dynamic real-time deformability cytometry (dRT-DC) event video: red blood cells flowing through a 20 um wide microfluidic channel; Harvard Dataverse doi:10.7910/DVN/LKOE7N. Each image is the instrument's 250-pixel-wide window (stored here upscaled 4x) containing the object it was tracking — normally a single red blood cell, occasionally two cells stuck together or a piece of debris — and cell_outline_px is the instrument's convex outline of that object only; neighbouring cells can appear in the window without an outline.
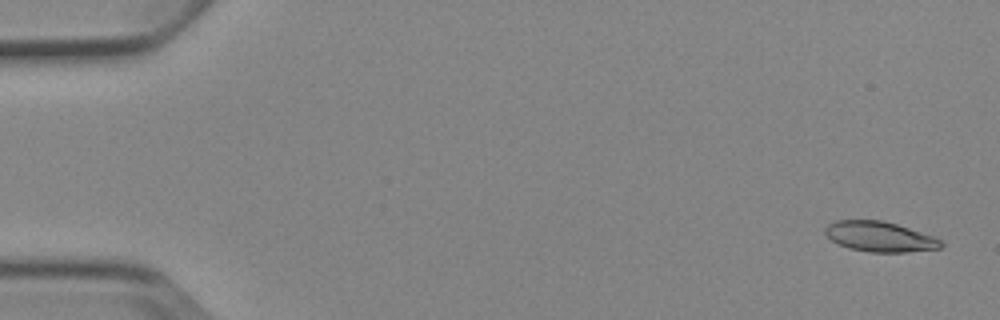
{"species": "Egyptian fruit bat (a non-hibernating species)", "species_latin": "Rousettus aegyptiacus", "temperature_condition": "cold", "stored_images_in_passage": 5, "camera_frame_rate_fps": 3000, "um_per_image_px": 0.085, "animal": {"sex": "female"}, "frame": {"image": 1, "passage_image": 1, "time_ms": 0.0, "image_size_px": [1000, 320], "cell_outline_px": [[944, 244], [940, 248], [908, 252], [868, 252], [848, 248], [832, 240], [824, 232], [824, 228], [828, 224], [836, 220], [880, 220], [896, 224], [932, 236], [940, 240]], "centroid_in_image_um": [74.75, 20.12], "position_along_channel_um": 10.2, "area_um2": 20.17}}
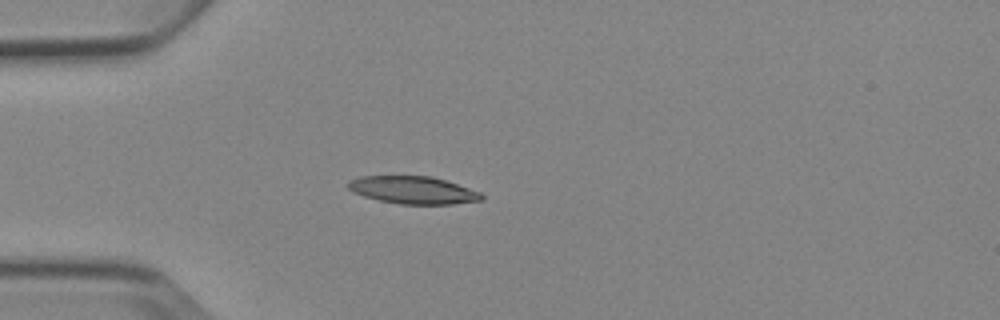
{"frame": {"image": 2, "passage_image": 4, "time_ms": 4.333, "image_size_px": [1000, 320], "cell_outline_px": [[484, 200], [452, 204], [400, 204], [380, 200], [364, 196], [352, 192], [348, 188], [348, 180], [360, 176], [432, 176], [480, 192], [484, 196]], "centroid_in_image_um": [35.1, 16.15], "position_along_channel_um": 49.9, "area_um2": 21.33}}